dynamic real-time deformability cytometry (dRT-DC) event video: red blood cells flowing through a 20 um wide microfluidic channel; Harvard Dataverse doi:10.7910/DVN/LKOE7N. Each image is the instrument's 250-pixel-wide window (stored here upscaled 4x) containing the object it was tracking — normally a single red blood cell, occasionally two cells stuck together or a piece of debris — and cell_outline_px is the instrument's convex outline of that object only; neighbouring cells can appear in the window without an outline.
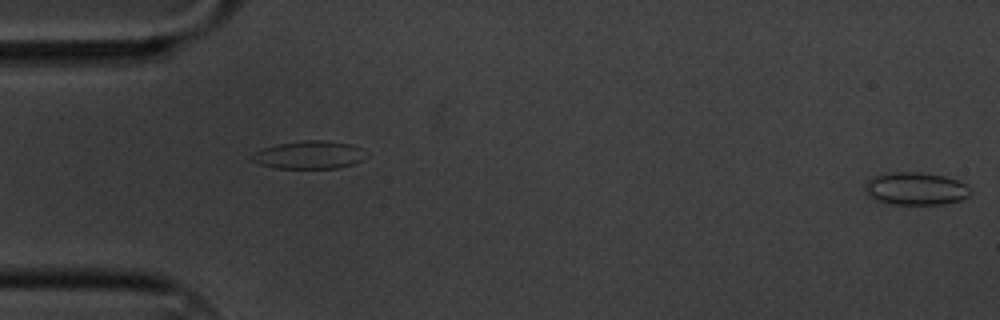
{"species": "common noctule bat (a hibernating species)", "species_latin": "Nyctalus noctula", "temperature_condition": "cold", "stored_images_in_passage": 15, "segment_of_instrument_passage": [2, 2], "camera_frame_rate_fps": 3000, "um_per_image_px": 0.085, "animal": {"sex": "male", "body_mass_g": 20.1, "forearm_length_mm": 53.5}, "frame": {"image": 1, "passage_image": 15, "time_ms": 4.667, "image_size_px": [1000, 320], "cell_outline_px": [[972, 192], [968, 196], [960, 200], [944, 204], [892, 204], [876, 200], [868, 196], [864, 192], [864, 184], [872, 176], [892, 172], [920, 172], [944, 176], [956, 180], [964, 184]], "centroid_in_image_um": [77.78, 16.03], "position_along_channel_um": 7.2, "area_um2": 20.11}}